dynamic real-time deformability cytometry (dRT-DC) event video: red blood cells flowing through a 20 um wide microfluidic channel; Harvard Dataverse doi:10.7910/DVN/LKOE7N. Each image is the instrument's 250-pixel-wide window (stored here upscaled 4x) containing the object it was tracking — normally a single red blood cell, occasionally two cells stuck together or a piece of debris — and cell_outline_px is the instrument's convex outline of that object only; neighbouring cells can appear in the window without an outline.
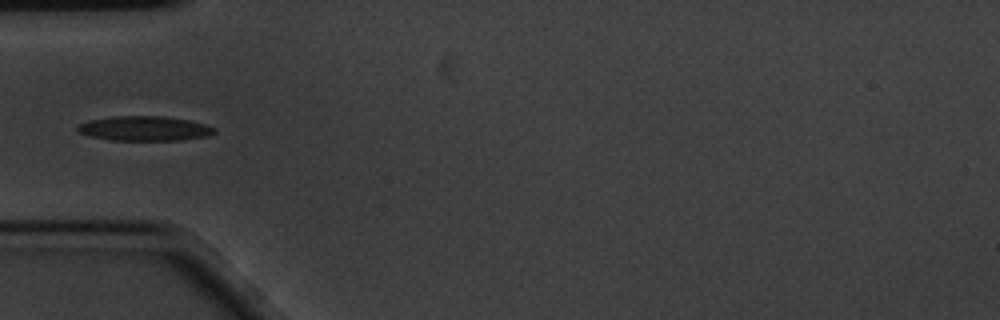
{"species": "common noctule bat (a hibernating species)", "species_latin": "Nyctalus noctula", "temperature_condition": "cold", "stored_images_in_passage": 6, "camera_frame_rate_fps": 3000, "um_per_image_px": 0.085, "animal": {"sex": "male", "body_mass_g": 20.1, "forearm_length_mm": 53.5}, "frame": {"image": 1, "passage_image": 4, "time_ms": 1.0, "image_size_px": [1000, 320], "cell_outline_px": [[216, 132], [208, 136], [180, 140], [112, 140], [92, 136], [80, 132], [76, 128], [80, 124], [88, 120], [112, 116], [164, 116], [188, 120], [204, 124], [216, 128]], "centroid_in_image_um": [12.31, 10.91], "position_along_channel_um": 72.7, "area_um2": 19.54}}
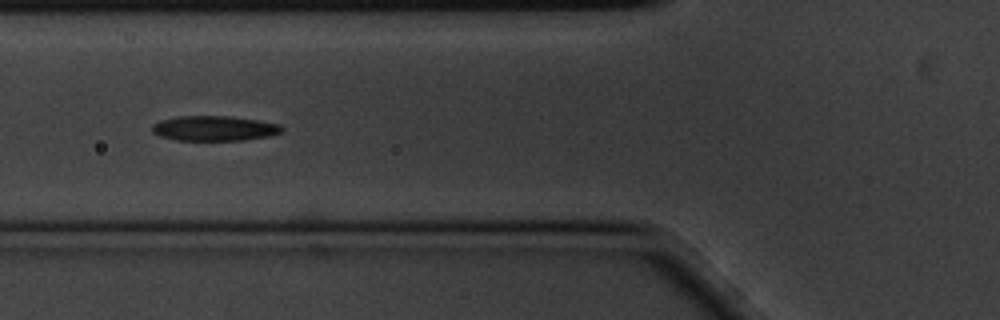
{"frame": {"image": 2, "passage_image": 5, "time_ms": 1.333, "image_size_px": [1000, 320], "cell_outline_px": [[284, 128], [280, 132], [268, 136], [244, 140], [176, 140], [160, 136], [152, 132], [152, 124], [160, 120], [180, 116], [228, 116], [256, 120], [280, 124]], "centroid_in_image_um": [18.19, 10.91], "position_along_channel_um": 107.6, "area_um2": 18.79}}
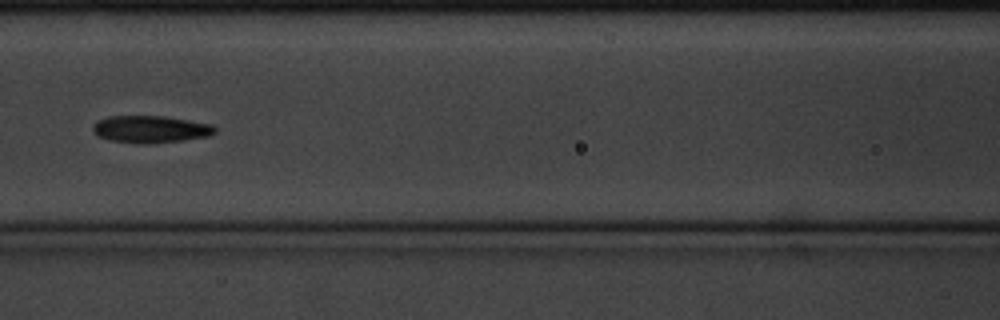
{"frame": {"image": 3, "passage_image": 6, "time_ms": 1.667, "image_size_px": [1000, 320], "cell_outline_px": [[216, 132], [208, 136], [184, 140], [152, 144], [140, 144], [108, 140], [96, 136], [92, 132], [92, 128], [100, 120], [108, 116], [164, 116], [212, 124], [216, 128]], "centroid_in_image_um": [12.79, 11.0], "position_along_channel_um": 153.8, "area_um2": 19.48}}